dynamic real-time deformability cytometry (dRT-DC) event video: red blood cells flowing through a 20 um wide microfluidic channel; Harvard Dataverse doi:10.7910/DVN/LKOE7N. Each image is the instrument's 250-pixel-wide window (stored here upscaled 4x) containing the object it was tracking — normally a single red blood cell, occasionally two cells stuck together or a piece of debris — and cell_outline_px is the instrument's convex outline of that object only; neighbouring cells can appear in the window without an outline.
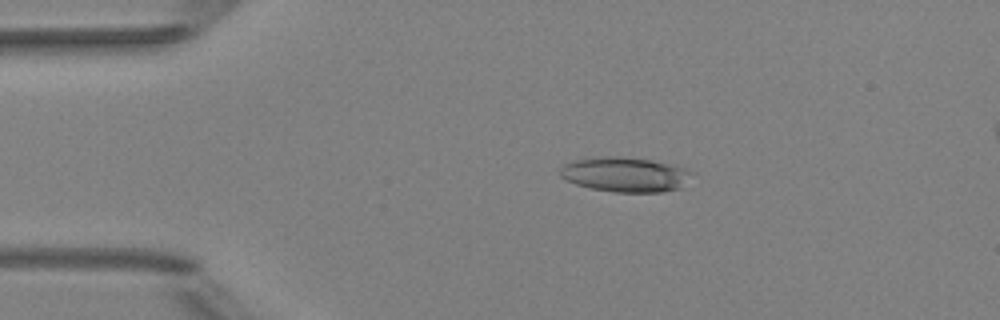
{"species": "Egyptian fruit bat (a non-hibernating species)", "species_latin": "Rousettus aegyptiacus", "temperature_condition": "room temperature", "stored_images_in_passage": 5, "camera_frame_rate_fps": 3000, "um_per_image_px": 0.085, "animal": {"sex": "female"}, "frame": {"image": 1, "passage_image": 3, "time_ms": 2.333, "image_size_px": [1000, 320], "cell_outline_px": [[696, 172], [680, 188], [660, 192], [616, 192], [592, 188], [576, 184], [560, 176], [560, 168], [564, 164], [576, 160], [604, 156], [620, 156], [652, 160], [688, 168]], "centroid_in_image_um": [53.19, 14.82], "position_along_channel_um": 31.8, "area_um2": 26.7}}